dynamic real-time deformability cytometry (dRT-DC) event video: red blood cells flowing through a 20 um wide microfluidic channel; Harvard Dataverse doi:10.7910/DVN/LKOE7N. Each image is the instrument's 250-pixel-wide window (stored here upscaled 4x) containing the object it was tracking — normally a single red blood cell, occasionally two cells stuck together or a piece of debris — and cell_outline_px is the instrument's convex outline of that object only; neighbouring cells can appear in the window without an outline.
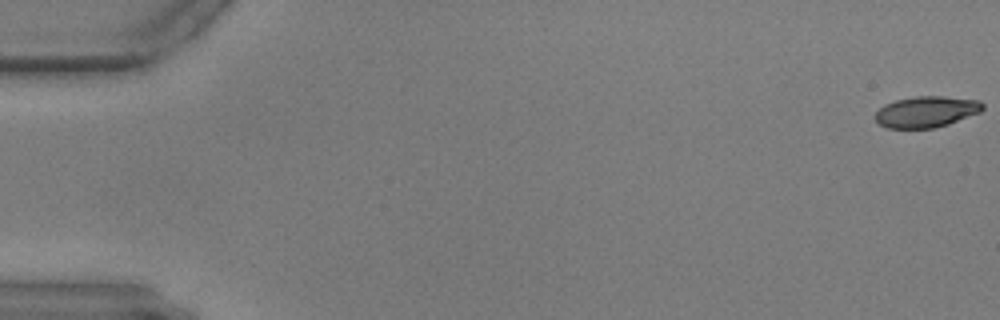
{"species": "common noctule bat (a hibernating species)", "species_latin": "Nyctalus noctula", "temperature_condition": "warm", "stored_images_in_passage": 52, "camera_frame_rate_fps": 3000, "um_per_image_px": 0.085, "animal": {"sex": "male", "body_mass_g": 17.9, "forearm_length_mm": 54.2}, "frame": {"image": 1, "passage_image": 1, "time_ms": 0.0, "image_size_px": [1000, 320], "cell_outline_px": [[984, 108], [980, 112], [948, 124], [932, 128], [888, 128], [880, 124], [876, 120], [876, 112], [884, 104], [896, 100], [916, 96], [944, 96], [980, 100], [984, 104]], "centroid_in_image_um": [78.76, 9.49], "position_along_channel_um": 6.2, "area_um2": 19.42}}
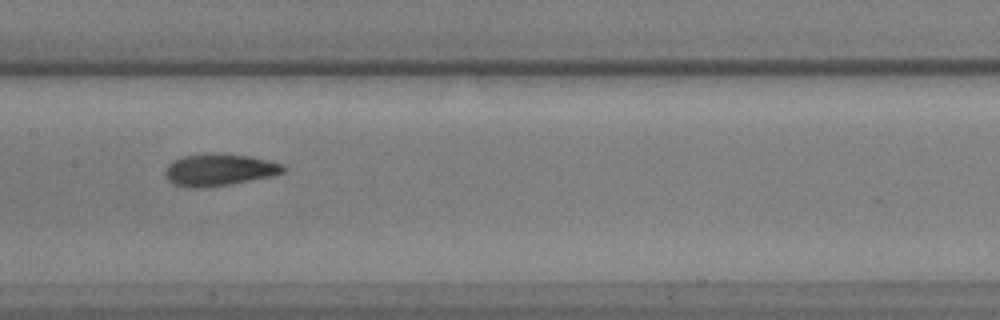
{"frame": {"image": 2, "passage_image": 30, "time_ms": 9.667, "image_size_px": [1000, 320], "cell_outline_px": [[288, 168], [284, 172], [272, 176], [232, 184], [204, 188], [192, 188], [172, 184], [164, 176], [164, 172], [168, 164], [172, 160], [184, 156], [248, 156], [268, 160], [284, 164]], "centroid_in_image_um": [18.64, 14.49], "position_along_channel_um": 188.8, "area_um2": 21.5}}
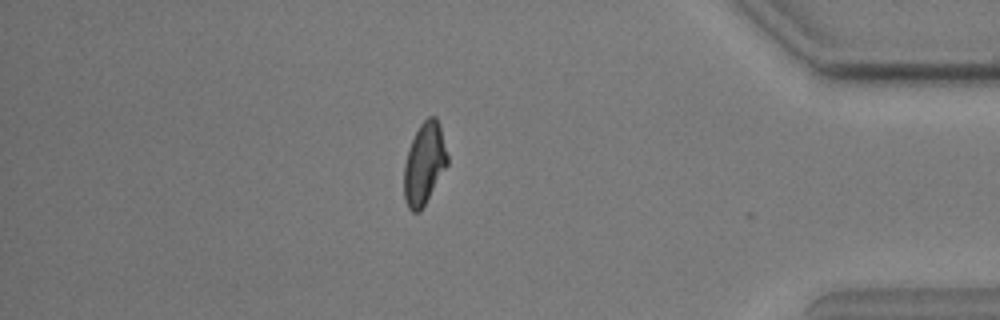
{"frame": {"image": 3, "passage_image": 51, "time_ms": 16.667, "image_size_px": [1000, 320], "cell_outline_px": [[448, 164], [420, 212], [412, 212], [408, 208], [404, 200], [404, 164], [408, 148], [420, 124], [428, 116], [436, 116], [440, 124], [448, 156]], "centroid_in_image_um": [36.06, 13.9], "position_along_channel_um": 399.1, "area_um2": 20.75}}